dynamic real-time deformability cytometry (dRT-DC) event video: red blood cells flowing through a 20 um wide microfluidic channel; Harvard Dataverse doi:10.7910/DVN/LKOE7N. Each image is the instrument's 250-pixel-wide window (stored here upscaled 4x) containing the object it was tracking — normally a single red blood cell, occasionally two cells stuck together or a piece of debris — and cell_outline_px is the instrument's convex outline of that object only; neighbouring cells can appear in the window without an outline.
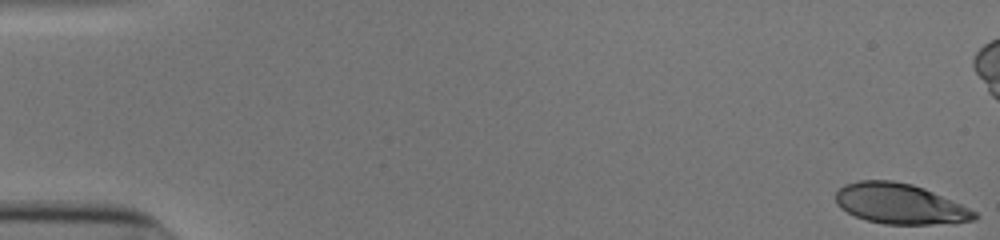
{"species": "human", "species_latin": "Homo sapiens", "temperature_condition": "cold", "stored_images_in_passage": 53, "camera_frame_rate_fps": 3000, "um_per_image_px": 0.085, "donor": {"sex": "male"}, "frame": {"image": 1, "passage_image": 1, "time_ms": 0.0, "image_size_px": [1000, 240], "cell_outline_px": [[980, 216], [976, 220], [928, 224], [884, 224], [868, 220], [856, 216], [840, 208], [836, 204], [836, 192], [844, 184], [856, 180], [892, 180], [912, 184], [924, 188], [960, 204], [976, 212]], "centroid_in_image_um": [76.46, 17.31], "position_along_channel_um": 8.5, "area_um2": 32.43}}
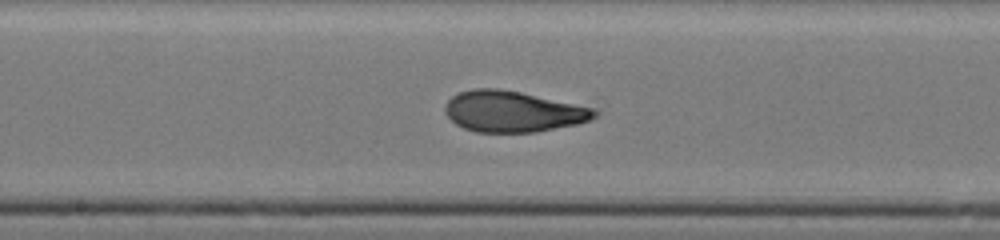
{"frame": {"image": 2, "passage_image": 29, "time_ms": 9.333, "image_size_px": [1000, 240], "cell_outline_px": [[600, 112], [596, 116], [588, 120], [576, 124], [536, 132], [476, 132], [464, 128], [456, 124], [448, 116], [444, 108], [448, 100], [452, 96], [460, 92], [476, 88], [496, 88], [520, 92], [596, 108]], "centroid_in_image_um": [43.61, 9.48], "position_along_channel_um": 204.6, "area_um2": 35.55}}
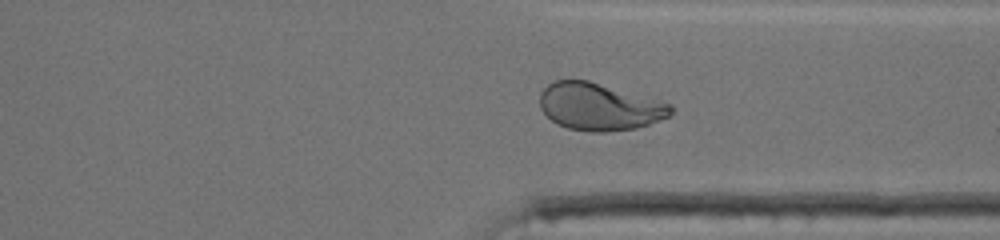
{"frame": {"image": 3, "passage_image": 41, "time_ms": 13.333, "image_size_px": [1000, 240], "cell_outline_px": [[672, 112], [668, 116], [648, 124], [636, 128], [604, 132], [592, 132], [568, 128], [556, 124], [540, 108], [540, 92], [548, 84], [556, 80], [588, 80], [672, 104]], "centroid_in_image_um": [50.91, 9.07], "position_along_channel_um": 360.5, "area_um2": 35.78}, "authors_computed_cell_mechanics": {"area_um2": 35.2002, "velocity_mm_per_s": 3.884, "shape_relaxation_time_tau1_ms": 8.8232, "shape_relaxation_time_tau2_ms": 1.1302, "deformation_change_tau1": 0.2956, "deformation_change_tau2": 0.0772}}